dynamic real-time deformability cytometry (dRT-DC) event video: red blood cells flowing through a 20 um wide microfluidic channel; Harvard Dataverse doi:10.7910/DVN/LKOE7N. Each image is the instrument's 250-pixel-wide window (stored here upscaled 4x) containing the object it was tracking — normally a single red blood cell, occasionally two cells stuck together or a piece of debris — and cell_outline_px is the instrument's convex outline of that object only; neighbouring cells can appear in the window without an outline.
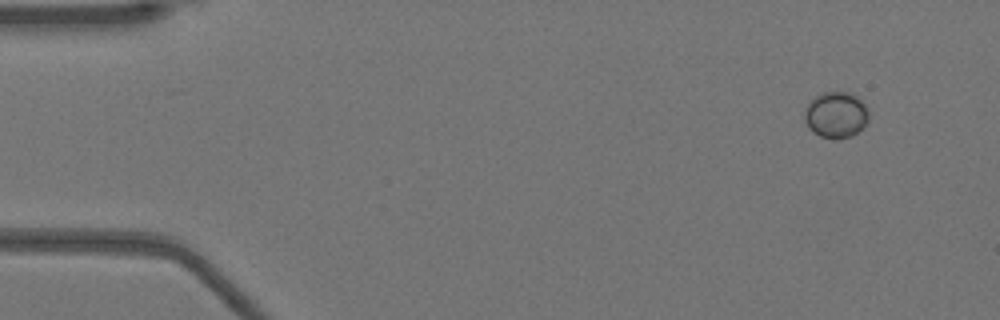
{"species": "Egyptian fruit bat (a non-hibernating species)", "species_latin": "Rousettus aegyptiacus", "temperature_condition": "warm", "stored_images_in_passage": 48, "camera_frame_rate_fps": 3000, "um_per_image_px": 0.085, "animal": {"sex": "female"}, "frame": {"image": 1, "passage_image": 1, "time_ms": 0.0, "image_size_px": [1000, 320], "cell_outline_px": [[868, 120], [852, 136], [840, 140], [836, 140], [820, 136], [812, 132], [808, 128], [804, 120], [804, 108], [816, 96], [824, 92], [852, 92], [868, 108]], "centroid_in_image_um": [71.03, 9.78], "position_along_channel_um": 14.0, "area_um2": 17.4}}
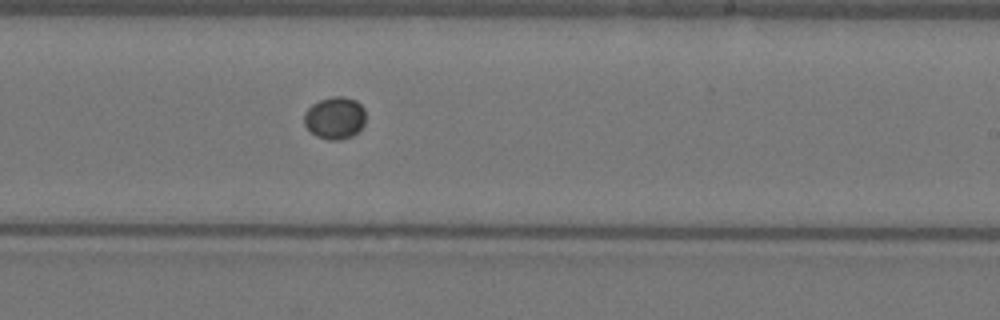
{"frame": {"image": 2, "passage_image": 28, "time_ms": 9.0, "image_size_px": [1000, 320], "cell_outline_px": [[364, 124], [352, 136], [340, 140], [328, 140], [316, 136], [304, 124], [304, 112], [312, 104], [320, 100], [332, 96], [344, 96], [356, 100], [364, 108]], "centroid_in_image_um": [28.45, 10.01], "position_along_channel_um": 260.5, "area_um2": 15.14}}
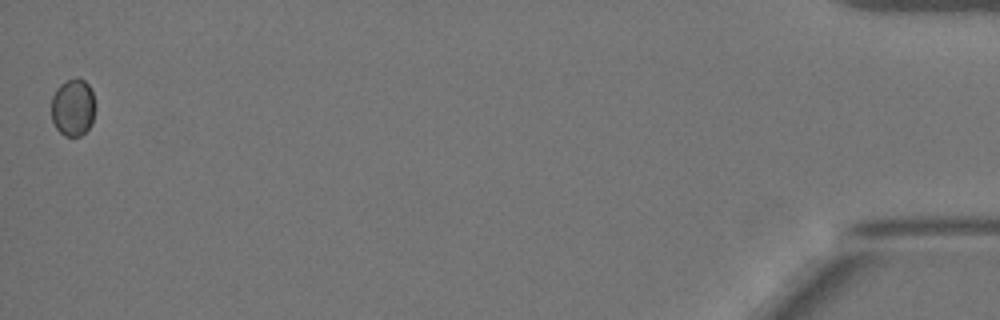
{"frame": {"image": 3, "passage_image": 48, "time_ms": 15.667, "image_size_px": [1000, 320], "cell_outline_px": [[92, 124], [80, 136], [64, 136], [56, 128], [52, 120], [52, 96], [56, 88], [60, 84], [76, 76], [84, 80], [88, 84], [92, 92]], "centroid_in_image_um": [6.16, 9.12], "position_along_channel_um": 429.0, "area_um2": 14.39}}